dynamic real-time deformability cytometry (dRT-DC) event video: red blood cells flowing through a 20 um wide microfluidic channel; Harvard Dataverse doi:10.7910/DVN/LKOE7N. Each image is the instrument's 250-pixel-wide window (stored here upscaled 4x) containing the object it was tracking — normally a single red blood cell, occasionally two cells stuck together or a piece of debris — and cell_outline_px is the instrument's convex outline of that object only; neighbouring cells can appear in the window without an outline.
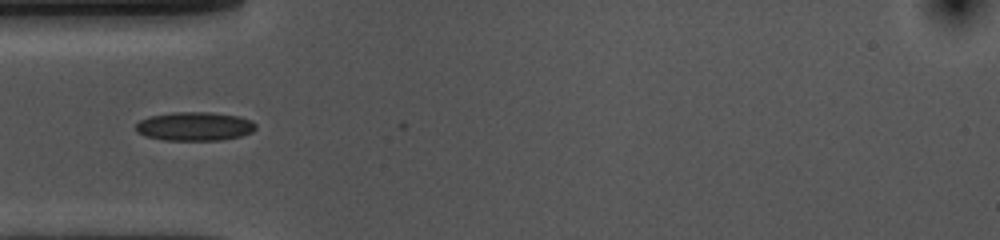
{"species": "common noctule bat (a hibernating species)", "species_latin": "Nyctalus noctula", "temperature_condition": "cold", "stored_images_in_passage": 6, "camera_frame_rate_fps": 3000, "um_per_image_px": 0.085, "animal": {"sex": "female", "body_mass_g": 10.0, "forearm_length_mm": 53.1}, "frame": {"image": 1, "passage_image": 2, "time_ms": 0.333, "image_size_px": [1000, 240], "cell_outline_px": [[256, 128], [252, 132], [240, 136], [220, 140], [164, 140], [144, 136], [136, 132], [136, 124], [140, 120], [148, 116], [172, 112], [212, 112], [240, 116], [252, 120], [256, 124]], "centroid_in_image_um": [16.54, 10.73], "position_along_channel_um": 68.5, "area_um2": 20.35}}
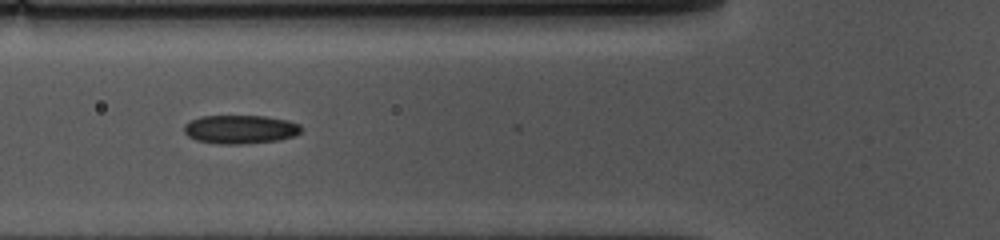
{"frame": {"image": 2, "passage_image": 5, "time_ms": 1.333, "image_size_px": [1000, 240], "cell_outline_px": [[304, 128], [300, 132], [292, 136], [280, 140], [240, 144], [220, 144], [196, 140], [188, 136], [184, 132], [184, 124], [200, 116], [264, 116], [288, 120], [300, 124]], "centroid_in_image_um": [20.43, 10.99], "position_along_channel_um": 105.4, "area_um2": 19.59}}